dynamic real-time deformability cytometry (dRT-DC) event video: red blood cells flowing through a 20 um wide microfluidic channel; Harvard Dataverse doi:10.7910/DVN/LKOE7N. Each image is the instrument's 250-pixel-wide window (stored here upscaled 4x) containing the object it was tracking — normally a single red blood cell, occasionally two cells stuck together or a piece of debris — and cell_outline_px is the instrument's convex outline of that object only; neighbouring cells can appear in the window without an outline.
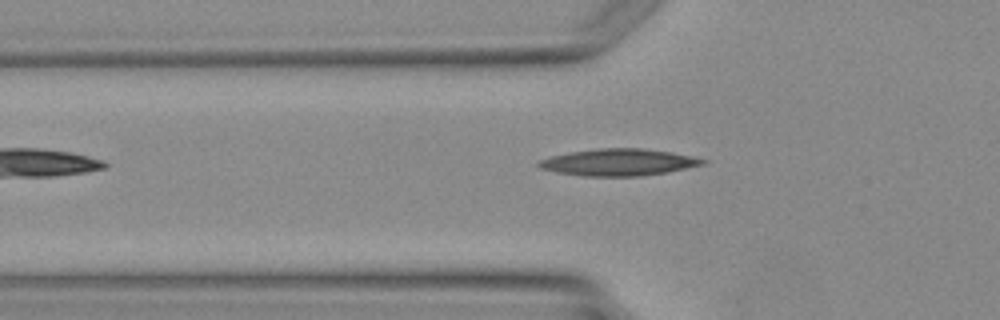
{"species": "Egyptian fruit bat (a non-hibernating species)", "species_latin": "Rousettus aegyptiacus", "temperature_condition": "warm", "stored_images_in_passage": 5, "camera_frame_rate_fps": 3000, "um_per_image_px": 0.085, "animal": {"sex": "female"}, "frame": {"image": 1, "passage_image": 5, "time_ms": 4.667, "image_size_px": [1000, 320], "cell_outline_px": [[708, 160], [704, 164], [668, 172], [640, 176], [584, 176], [556, 172], [540, 168], [536, 164], [540, 160], [552, 156], [572, 152], [600, 148], [644, 148], [672, 152], [692, 156]], "centroid_in_image_um": [52.61, 13.79], "position_along_channel_um": 73.2, "area_um2": 25.55}}